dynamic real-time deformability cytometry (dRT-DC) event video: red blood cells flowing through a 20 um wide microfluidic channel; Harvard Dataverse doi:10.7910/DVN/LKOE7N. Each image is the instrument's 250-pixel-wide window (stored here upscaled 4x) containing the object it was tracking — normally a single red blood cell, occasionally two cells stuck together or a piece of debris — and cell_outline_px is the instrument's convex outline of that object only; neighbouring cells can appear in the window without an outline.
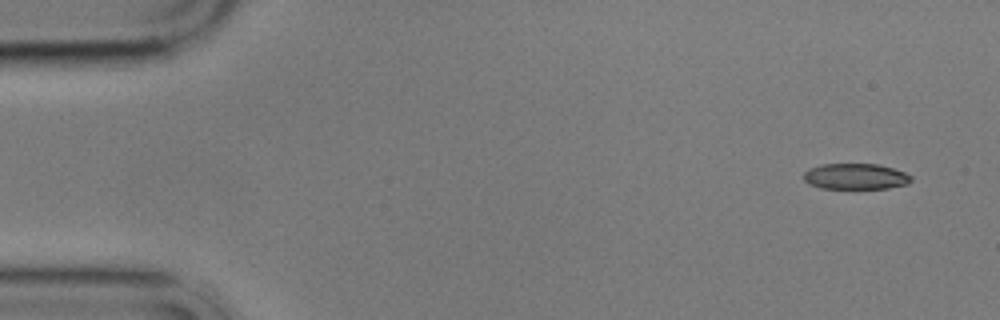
{"species": "common noctule bat (a hibernating species)", "species_latin": "Nyctalus noctula", "temperature_condition": "cold", "stored_images_in_passage": 4, "camera_frame_rate_fps": 3000, "um_per_image_px": 0.085, "animal": {"sex": "male", "body_mass_g": 17.9}, "frame": {"image": 1, "passage_image": 1, "time_ms": 0.0, "image_size_px": [1000, 320], "cell_outline_px": [[912, 180], [908, 184], [888, 188], [820, 188], [808, 184], [804, 180], [804, 172], [808, 168], [820, 164], [876, 164], [892, 168], [904, 172], [912, 176]], "centroid_in_image_um": [72.7, 14.99], "position_along_channel_um": 12.3, "area_um2": 16.24}}
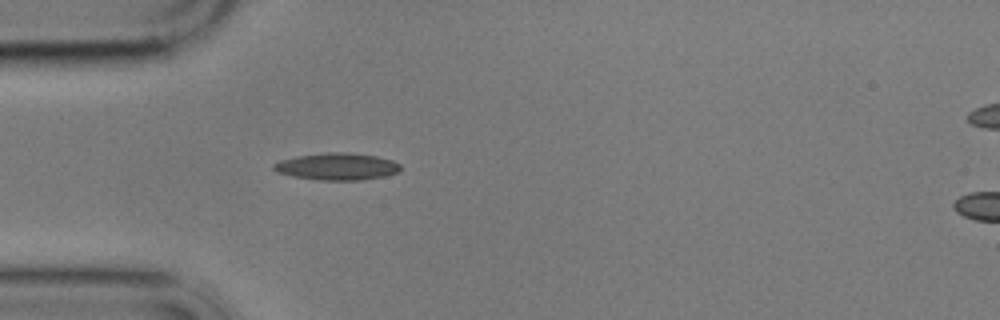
{"frame": {"image": 2, "passage_image": 4, "time_ms": 4.333, "image_size_px": [1000, 320], "cell_outline_px": [[400, 172], [384, 176], [360, 180], [320, 180], [292, 176], [276, 172], [272, 168], [272, 164], [280, 160], [296, 156], [324, 152], [348, 152], [376, 156], [392, 160], [400, 164]], "centroid_in_image_um": [28.62, 14.15], "position_along_channel_um": 56.4, "area_um2": 20.11}}